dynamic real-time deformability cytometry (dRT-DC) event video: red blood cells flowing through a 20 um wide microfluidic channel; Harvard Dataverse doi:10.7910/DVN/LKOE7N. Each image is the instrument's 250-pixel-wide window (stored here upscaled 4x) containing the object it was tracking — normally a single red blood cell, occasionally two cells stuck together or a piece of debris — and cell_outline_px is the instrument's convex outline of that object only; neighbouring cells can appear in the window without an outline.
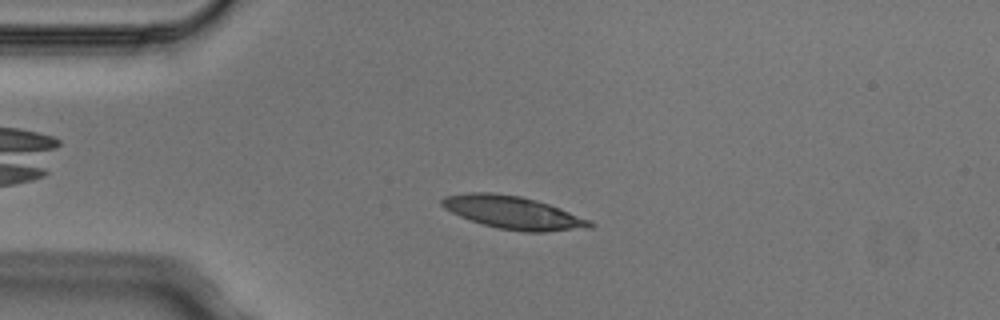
{"species": "Egyptian fruit bat (a non-hibernating species)", "species_latin": "Rousettus aegyptiacus", "temperature_condition": "cold", "stored_images_in_passage": 3, "camera_frame_rate_fps": 3000, "um_per_image_px": 0.085, "animal": {"sex": "male"}, "frame": {"image": 1, "passage_image": 2, "time_ms": 0.333, "image_size_px": [1000, 320], "cell_outline_px": [[596, 224], [592, 228], [544, 232], [524, 232], [496, 228], [460, 216], [444, 208], [440, 204], [440, 200], [444, 196], [468, 192], [488, 192], [520, 196], [536, 200], [560, 208], [588, 220]], "centroid_in_image_um": [43.61, 18.07], "position_along_channel_um": 41.4, "area_um2": 28.21}}